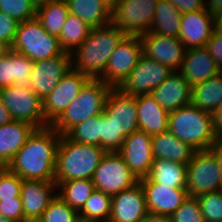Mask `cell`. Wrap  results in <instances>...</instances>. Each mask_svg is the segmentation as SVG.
<instances>
[{
    "label": "cell",
    "instance_id": "obj_28",
    "mask_svg": "<svg viewBox=\"0 0 222 222\" xmlns=\"http://www.w3.org/2000/svg\"><path fill=\"white\" fill-rule=\"evenodd\" d=\"M152 182L186 189L187 165L167 159L154 158L149 175Z\"/></svg>",
    "mask_w": 222,
    "mask_h": 222
},
{
    "label": "cell",
    "instance_id": "obj_3",
    "mask_svg": "<svg viewBox=\"0 0 222 222\" xmlns=\"http://www.w3.org/2000/svg\"><path fill=\"white\" fill-rule=\"evenodd\" d=\"M106 151L100 146L80 144L61 135L56 151L55 183L90 179Z\"/></svg>",
    "mask_w": 222,
    "mask_h": 222
},
{
    "label": "cell",
    "instance_id": "obj_38",
    "mask_svg": "<svg viewBox=\"0 0 222 222\" xmlns=\"http://www.w3.org/2000/svg\"><path fill=\"white\" fill-rule=\"evenodd\" d=\"M199 201L204 222H222V190L202 194Z\"/></svg>",
    "mask_w": 222,
    "mask_h": 222
},
{
    "label": "cell",
    "instance_id": "obj_6",
    "mask_svg": "<svg viewBox=\"0 0 222 222\" xmlns=\"http://www.w3.org/2000/svg\"><path fill=\"white\" fill-rule=\"evenodd\" d=\"M17 51L34 62L62 55L58 37L49 34L35 18L18 23L13 44Z\"/></svg>",
    "mask_w": 222,
    "mask_h": 222
},
{
    "label": "cell",
    "instance_id": "obj_48",
    "mask_svg": "<svg viewBox=\"0 0 222 222\" xmlns=\"http://www.w3.org/2000/svg\"><path fill=\"white\" fill-rule=\"evenodd\" d=\"M213 121L216 134L218 135V137L222 138V103L213 113Z\"/></svg>",
    "mask_w": 222,
    "mask_h": 222
},
{
    "label": "cell",
    "instance_id": "obj_53",
    "mask_svg": "<svg viewBox=\"0 0 222 222\" xmlns=\"http://www.w3.org/2000/svg\"><path fill=\"white\" fill-rule=\"evenodd\" d=\"M214 30L222 32V11L214 16Z\"/></svg>",
    "mask_w": 222,
    "mask_h": 222
},
{
    "label": "cell",
    "instance_id": "obj_18",
    "mask_svg": "<svg viewBox=\"0 0 222 222\" xmlns=\"http://www.w3.org/2000/svg\"><path fill=\"white\" fill-rule=\"evenodd\" d=\"M146 198L148 212L171 216L189 196L186 189L172 188L152 182L148 177L139 179Z\"/></svg>",
    "mask_w": 222,
    "mask_h": 222
},
{
    "label": "cell",
    "instance_id": "obj_36",
    "mask_svg": "<svg viewBox=\"0 0 222 222\" xmlns=\"http://www.w3.org/2000/svg\"><path fill=\"white\" fill-rule=\"evenodd\" d=\"M41 219L44 222H82L79 213L58 195L44 210Z\"/></svg>",
    "mask_w": 222,
    "mask_h": 222
},
{
    "label": "cell",
    "instance_id": "obj_45",
    "mask_svg": "<svg viewBox=\"0 0 222 222\" xmlns=\"http://www.w3.org/2000/svg\"><path fill=\"white\" fill-rule=\"evenodd\" d=\"M17 27L18 22L14 18L0 11V41L7 43L11 47Z\"/></svg>",
    "mask_w": 222,
    "mask_h": 222
},
{
    "label": "cell",
    "instance_id": "obj_19",
    "mask_svg": "<svg viewBox=\"0 0 222 222\" xmlns=\"http://www.w3.org/2000/svg\"><path fill=\"white\" fill-rule=\"evenodd\" d=\"M148 213L141 183L112 196L108 222H140Z\"/></svg>",
    "mask_w": 222,
    "mask_h": 222
},
{
    "label": "cell",
    "instance_id": "obj_31",
    "mask_svg": "<svg viewBox=\"0 0 222 222\" xmlns=\"http://www.w3.org/2000/svg\"><path fill=\"white\" fill-rule=\"evenodd\" d=\"M69 14L66 0H53L36 10V19L51 35L59 37Z\"/></svg>",
    "mask_w": 222,
    "mask_h": 222
},
{
    "label": "cell",
    "instance_id": "obj_25",
    "mask_svg": "<svg viewBox=\"0 0 222 222\" xmlns=\"http://www.w3.org/2000/svg\"><path fill=\"white\" fill-rule=\"evenodd\" d=\"M35 129L31 124L17 120L1 125L0 163L7 167Z\"/></svg>",
    "mask_w": 222,
    "mask_h": 222
},
{
    "label": "cell",
    "instance_id": "obj_21",
    "mask_svg": "<svg viewBox=\"0 0 222 222\" xmlns=\"http://www.w3.org/2000/svg\"><path fill=\"white\" fill-rule=\"evenodd\" d=\"M214 31V16L206 9L183 13L178 38L186 49L206 47Z\"/></svg>",
    "mask_w": 222,
    "mask_h": 222
},
{
    "label": "cell",
    "instance_id": "obj_51",
    "mask_svg": "<svg viewBox=\"0 0 222 222\" xmlns=\"http://www.w3.org/2000/svg\"><path fill=\"white\" fill-rule=\"evenodd\" d=\"M140 222H171L169 216L148 212Z\"/></svg>",
    "mask_w": 222,
    "mask_h": 222
},
{
    "label": "cell",
    "instance_id": "obj_40",
    "mask_svg": "<svg viewBox=\"0 0 222 222\" xmlns=\"http://www.w3.org/2000/svg\"><path fill=\"white\" fill-rule=\"evenodd\" d=\"M171 222H204L199 201L188 196L181 206L170 216Z\"/></svg>",
    "mask_w": 222,
    "mask_h": 222
},
{
    "label": "cell",
    "instance_id": "obj_49",
    "mask_svg": "<svg viewBox=\"0 0 222 222\" xmlns=\"http://www.w3.org/2000/svg\"><path fill=\"white\" fill-rule=\"evenodd\" d=\"M206 10L212 15L222 11V0H205Z\"/></svg>",
    "mask_w": 222,
    "mask_h": 222
},
{
    "label": "cell",
    "instance_id": "obj_26",
    "mask_svg": "<svg viewBox=\"0 0 222 222\" xmlns=\"http://www.w3.org/2000/svg\"><path fill=\"white\" fill-rule=\"evenodd\" d=\"M151 144L154 158L167 159L186 165L191 161L196 151L170 131L153 135Z\"/></svg>",
    "mask_w": 222,
    "mask_h": 222
},
{
    "label": "cell",
    "instance_id": "obj_24",
    "mask_svg": "<svg viewBox=\"0 0 222 222\" xmlns=\"http://www.w3.org/2000/svg\"><path fill=\"white\" fill-rule=\"evenodd\" d=\"M136 106L140 131L150 136L168 131L169 112L151 94L136 95Z\"/></svg>",
    "mask_w": 222,
    "mask_h": 222
},
{
    "label": "cell",
    "instance_id": "obj_27",
    "mask_svg": "<svg viewBox=\"0 0 222 222\" xmlns=\"http://www.w3.org/2000/svg\"><path fill=\"white\" fill-rule=\"evenodd\" d=\"M69 13L87 23L91 28L112 22V9L101 0H66Z\"/></svg>",
    "mask_w": 222,
    "mask_h": 222
},
{
    "label": "cell",
    "instance_id": "obj_30",
    "mask_svg": "<svg viewBox=\"0 0 222 222\" xmlns=\"http://www.w3.org/2000/svg\"><path fill=\"white\" fill-rule=\"evenodd\" d=\"M182 13L168 0H159L150 33L178 37Z\"/></svg>",
    "mask_w": 222,
    "mask_h": 222
},
{
    "label": "cell",
    "instance_id": "obj_58",
    "mask_svg": "<svg viewBox=\"0 0 222 222\" xmlns=\"http://www.w3.org/2000/svg\"><path fill=\"white\" fill-rule=\"evenodd\" d=\"M0 222H11L6 217H4L2 214H0Z\"/></svg>",
    "mask_w": 222,
    "mask_h": 222
},
{
    "label": "cell",
    "instance_id": "obj_1",
    "mask_svg": "<svg viewBox=\"0 0 222 222\" xmlns=\"http://www.w3.org/2000/svg\"><path fill=\"white\" fill-rule=\"evenodd\" d=\"M61 135L48 126L35 129L7 168L22 180L55 182L56 151Z\"/></svg>",
    "mask_w": 222,
    "mask_h": 222
},
{
    "label": "cell",
    "instance_id": "obj_16",
    "mask_svg": "<svg viewBox=\"0 0 222 222\" xmlns=\"http://www.w3.org/2000/svg\"><path fill=\"white\" fill-rule=\"evenodd\" d=\"M152 136L143 131L128 135L118 151L138 179L147 177L154 161Z\"/></svg>",
    "mask_w": 222,
    "mask_h": 222
},
{
    "label": "cell",
    "instance_id": "obj_59",
    "mask_svg": "<svg viewBox=\"0 0 222 222\" xmlns=\"http://www.w3.org/2000/svg\"><path fill=\"white\" fill-rule=\"evenodd\" d=\"M5 168V166L2 164V163H0V173L2 172V170Z\"/></svg>",
    "mask_w": 222,
    "mask_h": 222
},
{
    "label": "cell",
    "instance_id": "obj_44",
    "mask_svg": "<svg viewBox=\"0 0 222 222\" xmlns=\"http://www.w3.org/2000/svg\"><path fill=\"white\" fill-rule=\"evenodd\" d=\"M0 214L11 222H24V212L21 198L0 201Z\"/></svg>",
    "mask_w": 222,
    "mask_h": 222
},
{
    "label": "cell",
    "instance_id": "obj_20",
    "mask_svg": "<svg viewBox=\"0 0 222 222\" xmlns=\"http://www.w3.org/2000/svg\"><path fill=\"white\" fill-rule=\"evenodd\" d=\"M57 195V184L43 180H23L21 200L24 222L41 218L44 210Z\"/></svg>",
    "mask_w": 222,
    "mask_h": 222
},
{
    "label": "cell",
    "instance_id": "obj_54",
    "mask_svg": "<svg viewBox=\"0 0 222 222\" xmlns=\"http://www.w3.org/2000/svg\"><path fill=\"white\" fill-rule=\"evenodd\" d=\"M10 50L11 47L7 43L0 41V58L7 55Z\"/></svg>",
    "mask_w": 222,
    "mask_h": 222
},
{
    "label": "cell",
    "instance_id": "obj_55",
    "mask_svg": "<svg viewBox=\"0 0 222 222\" xmlns=\"http://www.w3.org/2000/svg\"><path fill=\"white\" fill-rule=\"evenodd\" d=\"M31 3L35 6V8L37 9L38 7L45 5L47 3H49L50 1L53 0H30Z\"/></svg>",
    "mask_w": 222,
    "mask_h": 222
},
{
    "label": "cell",
    "instance_id": "obj_39",
    "mask_svg": "<svg viewBox=\"0 0 222 222\" xmlns=\"http://www.w3.org/2000/svg\"><path fill=\"white\" fill-rule=\"evenodd\" d=\"M36 10L30 0H0V11L18 23L35 18Z\"/></svg>",
    "mask_w": 222,
    "mask_h": 222
},
{
    "label": "cell",
    "instance_id": "obj_37",
    "mask_svg": "<svg viewBox=\"0 0 222 222\" xmlns=\"http://www.w3.org/2000/svg\"><path fill=\"white\" fill-rule=\"evenodd\" d=\"M124 140L125 137L120 134L110 117L105 112L101 113V148L106 152H118Z\"/></svg>",
    "mask_w": 222,
    "mask_h": 222
},
{
    "label": "cell",
    "instance_id": "obj_17",
    "mask_svg": "<svg viewBox=\"0 0 222 222\" xmlns=\"http://www.w3.org/2000/svg\"><path fill=\"white\" fill-rule=\"evenodd\" d=\"M104 112L125 138L139 130L136 96L125 95L120 89L112 88L107 95Z\"/></svg>",
    "mask_w": 222,
    "mask_h": 222
},
{
    "label": "cell",
    "instance_id": "obj_8",
    "mask_svg": "<svg viewBox=\"0 0 222 222\" xmlns=\"http://www.w3.org/2000/svg\"><path fill=\"white\" fill-rule=\"evenodd\" d=\"M0 98L13 120L27 122L36 129L50 126L43 114V100L32 89L14 84L1 88Z\"/></svg>",
    "mask_w": 222,
    "mask_h": 222
},
{
    "label": "cell",
    "instance_id": "obj_34",
    "mask_svg": "<svg viewBox=\"0 0 222 222\" xmlns=\"http://www.w3.org/2000/svg\"><path fill=\"white\" fill-rule=\"evenodd\" d=\"M112 196L95 190L78 212L82 222H108Z\"/></svg>",
    "mask_w": 222,
    "mask_h": 222
},
{
    "label": "cell",
    "instance_id": "obj_10",
    "mask_svg": "<svg viewBox=\"0 0 222 222\" xmlns=\"http://www.w3.org/2000/svg\"><path fill=\"white\" fill-rule=\"evenodd\" d=\"M92 181L95 189L111 196L139 183L119 152H106L96 168Z\"/></svg>",
    "mask_w": 222,
    "mask_h": 222
},
{
    "label": "cell",
    "instance_id": "obj_5",
    "mask_svg": "<svg viewBox=\"0 0 222 222\" xmlns=\"http://www.w3.org/2000/svg\"><path fill=\"white\" fill-rule=\"evenodd\" d=\"M112 87L100 79H90L62 115L51 125L60 135H66L74 126L104 112Z\"/></svg>",
    "mask_w": 222,
    "mask_h": 222
},
{
    "label": "cell",
    "instance_id": "obj_2",
    "mask_svg": "<svg viewBox=\"0 0 222 222\" xmlns=\"http://www.w3.org/2000/svg\"><path fill=\"white\" fill-rule=\"evenodd\" d=\"M126 36L112 23L92 28L87 39L71 54L72 69L98 79L105 71L109 58Z\"/></svg>",
    "mask_w": 222,
    "mask_h": 222
},
{
    "label": "cell",
    "instance_id": "obj_35",
    "mask_svg": "<svg viewBox=\"0 0 222 222\" xmlns=\"http://www.w3.org/2000/svg\"><path fill=\"white\" fill-rule=\"evenodd\" d=\"M66 136L74 142L101 147V114L74 126Z\"/></svg>",
    "mask_w": 222,
    "mask_h": 222
},
{
    "label": "cell",
    "instance_id": "obj_46",
    "mask_svg": "<svg viewBox=\"0 0 222 222\" xmlns=\"http://www.w3.org/2000/svg\"><path fill=\"white\" fill-rule=\"evenodd\" d=\"M206 48L216 64L222 70V32L214 30L211 38L206 44Z\"/></svg>",
    "mask_w": 222,
    "mask_h": 222
},
{
    "label": "cell",
    "instance_id": "obj_57",
    "mask_svg": "<svg viewBox=\"0 0 222 222\" xmlns=\"http://www.w3.org/2000/svg\"><path fill=\"white\" fill-rule=\"evenodd\" d=\"M25 222H44V221L41 218H36V219L27 220Z\"/></svg>",
    "mask_w": 222,
    "mask_h": 222
},
{
    "label": "cell",
    "instance_id": "obj_41",
    "mask_svg": "<svg viewBox=\"0 0 222 222\" xmlns=\"http://www.w3.org/2000/svg\"><path fill=\"white\" fill-rule=\"evenodd\" d=\"M23 180L5 167L0 173V201L21 198Z\"/></svg>",
    "mask_w": 222,
    "mask_h": 222
},
{
    "label": "cell",
    "instance_id": "obj_50",
    "mask_svg": "<svg viewBox=\"0 0 222 222\" xmlns=\"http://www.w3.org/2000/svg\"><path fill=\"white\" fill-rule=\"evenodd\" d=\"M210 150L214 153L217 158L219 169L222 174V138H218L215 143L211 146Z\"/></svg>",
    "mask_w": 222,
    "mask_h": 222
},
{
    "label": "cell",
    "instance_id": "obj_11",
    "mask_svg": "<svg viewBox=\"0 0 222 222\" xmlns=\"http://www.w3.org/2000/svg\"><path fill=\"white\" fill-rule=\"evenodd\" d=\"M143 55V44L140 36L126 35L111 54L104 73L98 78L118 88L135 68Z\"/></svg>",
    "mask_w": 222,
    "mask_h": 222
},
{
    "label": "cell",
    "instance_id": "obj_14",
    "mask_svg": "<svg viewBox=\"0 0 222 222\" xmlns=\"http://www.w3.org/2000/svg\"><path fill=\"white\" fill-rule=\"evenodd\" d=\"M71 68L69 53L35 62L30 75V89L44 100Z\"/></svg>",
    "mask_w": 222,
    "mask_h": 222
},
{
    "label": "cell",
    "instance_id": "obj_7",
    "mask_svg": "<svg viewBox=\"0 0 222 222\" xmlns=\"http://www.w3.org/2000/svg\"><path fill=\"white\" fill-rule=\"evenodd\" d=\"M186 190L193 197L222 190V174L210 149L195 151L187 164Z\"/></svg>",
    "mask_w": 222,
    "mask_h": 222
},
{
    "label": "cell",
    "instance_id": "obj_43",
    "mask_svg": "<svg viewBox=\"0 0 222 222\" xmlns=\"http://www.w3.org/2000/svg\"><path fill=\"white\" fill-rule=\"evenodd\" d=\"M15 84L14 51L0 58V89Z\"/></svg>",
    "mask_w": 222,
    "mask_h": 222
},
{
    "label": "cell",
    "instance_id": "obj_47",
    "mask_svg": "<svg viewBox=\"0 0 222 222\" xmlns=\"http://www.w3.org/2000/svg\"><path fill=\"white\" fill-rule=\"evenodd\" d=\"M180 13H188L194 11L205 10V0H168Z\"/></svg>",
    "mask_w": 222,
    "mask_h": 222
},
{
    "label": "cell",
    "instance_id": "obj_23",
    "mask_svg": "<svg viewBox=\"0 0 222 222\" xmlns=\"http://www.w3.org/2000/svg\"><path fill=\"white\" fill-rule=\"evenodd\" d=\"M221 71L208 49L198 47L186 49L178 72L193 87L219 74Z\"/></svg>",
    "mask_w": 222,
    "mask_h": 222
},
{
    "label": "cell",
    "instance_id": "obj_9",
    "mask_svg": "<svg viewBox=\"0 0 222 222\" xmlns=\"http://www.w3.org/2000/svg\"><path fill=\"white\" fill-rule=\"evenodd\" d=\"M159 0H118L112 9V24L129 36L149 33Z\"/></svg>",
    "mask_w": 222,
    "mask_h": 222
},
{
    "label": "cell",
    "instance_id": "obj_12",
    "mask_svg": "<svg viewBox=\"0 0 222 222\" xmlns=\"http://www.w3.org/2000/svg\"><path fill=\"white\" fill-rule=\"evenodd\" d=\"M172 72L169 67L143 54L118 89L131 96L151 94Z\"/></svg>",
    "mask_w": 222,
    "mask_h": 222
},
{
    "label": "cell",
    "instance_id": "obj_33",
    "mask_svg": "<svg viewBox=\"0 0 222 222\" xmlns=\"http://www.w3.org/2000/svg\"><path fill=\"white\" fill-rule=\"evenodd\" d=\"M91 29L83 20L69 13L58 37L62 51L72 54L87 39Z\"/></svg>",
    "mask_w": 222,
    "mask_h": 222
},
{
    "label": "cell",
    "instance_id": "obj_22",
    "mask_svg": "<svg viewBox=\"0 0 222 222\" xmlns=\"http://www.w3.org/2000/svg\"><path fill=\"white\" fill-rule=\"evenodd\" d=\"M151 95L164 110L171 112L191 103L192 86L178 71H173Z\"/></svg>",
    "mask_w": 222,
    "mask_h": 222
},
{
    "label": "cell",
    "instance_id": "obj_42",
    "mask_svg": "<svg viewBox=\"0 0 222 222\" xmlns=\"http://www.w3.org/2000/svg\"><path fill=\"white\" fill-rule=\"evenodd\" d=\"M35 62L27 56L14 51L15 84L22 88H30V75Z\"/></svg>",
    "mask_w": 222,
    "mask_h": 222
},
{
    "label": "cell",
    "instance_id": "obj_4",
    "mask_svg": "<svg viewBox=\"0 0 222 222\" xmlns=\"http://www.w3.org/2000/svg\"><path fill=\"white\" fill-rule=\"evenodd\" d=\"M168 131L196 151L210 149L219 138L215 131L213 114L191 104L169 112Z\"/></svg>",
    "mask_w": 222,
    "mask_h": 222
},
{
    "label": "cell",
    "instance_id": "obj_32",
    "mask_svg": "<svg viewBox=\"0 0 222 222\" xmlns=\"http://www.w3.org/2000/svg\"><path fill=\"white\" fill-rule=\"evenodd\" d=\"M95 190L92 180L74 179L61 182L57 186V195L70 207L79 212Z\"/></svg>",
    "mask_w": 222,
    "mask_h": 222
},
{
    "label": "cell",
    "instance_id": "obj_56",
    "mask_svg": "<svg viewBox=\"0 0 222 222\" xmlns=\"http://www.w3.org/2000/svg\"><path fill=\"white\" fill-rule=\"evenodd\" d=\"M106 5H108L111 9H113L117 3L118 0H101Z\"/></svg>",
    "mask_w": 222,
    "mask_h": 222
},
{
    "label": "cell",
    "instance_id": "obj_15",
    "mask_svg": "<svg viewBox=\"0 0 222 222\" xmlns=\"http://www.w3.org/2000/svg\"><path fill=\"white\" fill-rule=\"evenodd\" d=\"M143 54L164 64L173 71H179L186 48L178 37L146 33L140 36Z\"/></svg>",
    "mask_w": 222,
    "mask_h": 222
},
{
    "label": "cell",
    "instance_id": "obj_52",
    "mask_svg": "<svg viewBox=\"0 0 222 222\" xmlns=\"http://www.w3.org/2000/svg\"><path fill=\"white\" fill-rule=\"evenodd\" d=\"M13 121V118L8 109L4 107L0 98V126L10 123Z\"/></svg>",
    "mask_w": 222,
    "mask_h": 222
},
{
    "label": "cell",
    "instance_id": "obj_29",
    "mask_svg": "<svg viewBox=\"0 0 222 222\" xmlns=\"http://www.w3.org/2000/svg\"><path fill=\"white\" fill-rule=\"evenodd\" d=\"M222 103V71L192 87L191 105L213 114Z\"/></svg>",
    "mask_w": 222,
    "mask_h": 222
},
{
    "label": "cell",
    "instance_id": "obj_13",
    "mask_svg": "<svg viewBox=\"0 0 222 222\" xmlns=\"http://www.w3.org/2000/svg\"><path fill=\"white\" fill-rule=\"evenodd\" d=\"M91 78L88 75L70 69L57 86L43 100V114L51 126L78 96L81 89Z\"/></svg>",
    "mask_w": 222,
    "mask_h": 222
}]
</instances>
